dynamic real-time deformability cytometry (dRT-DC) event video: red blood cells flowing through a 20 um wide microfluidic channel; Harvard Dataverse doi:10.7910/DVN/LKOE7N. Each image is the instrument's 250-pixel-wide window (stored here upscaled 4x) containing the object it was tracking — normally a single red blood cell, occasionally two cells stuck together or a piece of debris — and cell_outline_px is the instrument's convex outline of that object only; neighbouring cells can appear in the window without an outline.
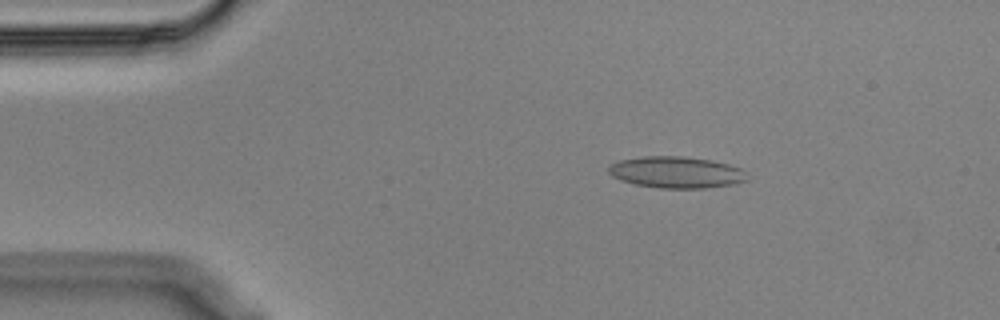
{"species": "Egyptian fruit bat (a non-hibernating species)", "species_latin": "Rousettus aegyptiacus", "temperature_condition": "cold", "stored_images_in_passage": 51, "camera_frame_rate_fps": 3000, "um_per_image_px": 0.085, "animal": {"sex": "male"}, "frame": {"image": 1, "passage_image": 5, "time_ms": 1.333, "image_size_px": [1000, 320], "cell_outline_px": [[748, 180], [736, 184], [704, 188], [660, 188], [636, 184], [620, 180], [612, 176], [608, 172], [608, 168], [612, 164], [620, 160], [640, 156], [684, 156], [712, 160], [728, 164], [740, 168], [744, 172]], "centroid_in_image_um": [57.49, 14.64], "position_along_channel_um": 27.5, "area_um2": 25.49}}
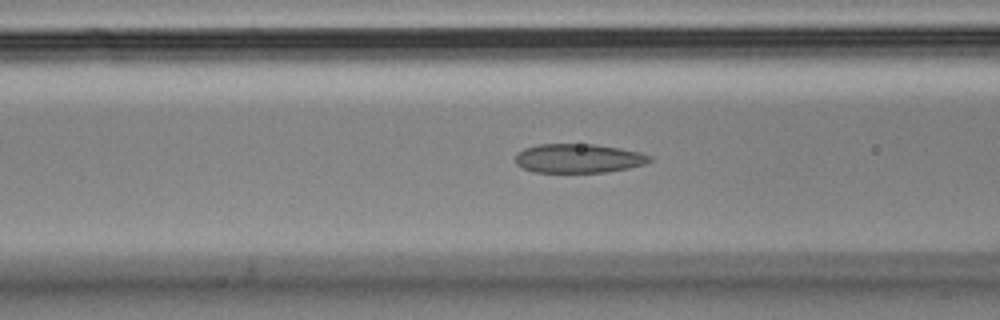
{"frame": {"image": 2, "passage_image": 17, "time_ms": 5.333, "image_size_px": [1000, 320], "cell_outline_px": [[652, 160], [644, 164], [628, 168], [604, 172], [532, 172], [516, 164], [516, 152], [524, 148], [540, 144], [592, 144], [620, 148], [640, 152], [652, 156]], "centroid_in_image_um": [49.16, 13.45], "position_along_channel_um": 117.4, "area_um2": 22.72}}
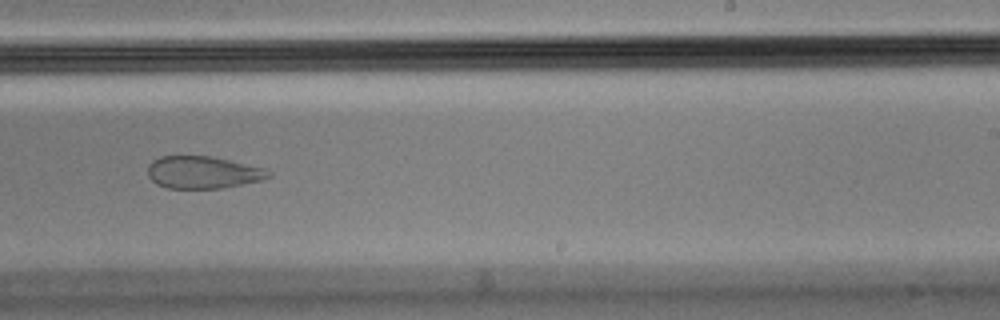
{"frame": {"image": 3, "passage_image": 30, "time_ms": 9.667, "image_size_px": [1000, 320], "cell_outline_px": [[272, 176], [264, 180], [220, 188], [168, 188], [156, 184], [148, 176], [148, 164], [152, 160], [160, 156], [212, 156], [264, 168], [272, 172]], "centroid_in_image_um": [17.25, 14.65], "position_along_channel_um": 271.7, "area_um2": 22.83}}